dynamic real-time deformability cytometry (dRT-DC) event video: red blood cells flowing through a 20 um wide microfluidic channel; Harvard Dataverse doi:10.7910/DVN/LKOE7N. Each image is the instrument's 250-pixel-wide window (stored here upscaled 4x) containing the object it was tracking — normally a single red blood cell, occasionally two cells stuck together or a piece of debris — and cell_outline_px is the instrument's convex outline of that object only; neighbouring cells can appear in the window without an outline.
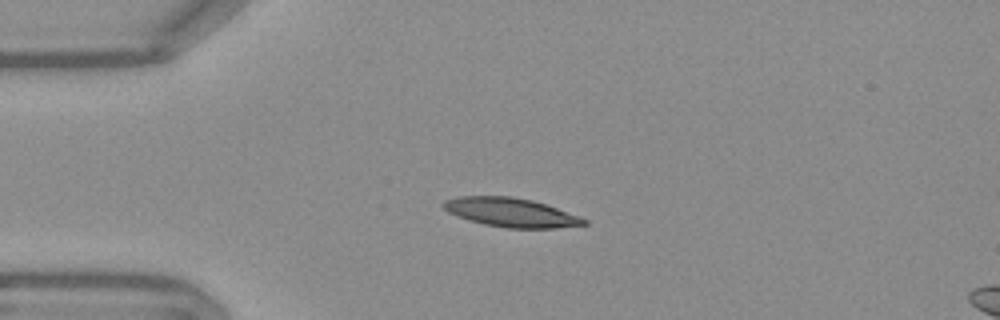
{"species": "Egyptian fruit bat (a non-hibernating species)", "species_latin": "Rousettus aegyptiacus", "temperature_condition": "warm", "stored_images_in_passage": 42, "camera_frame_rate_fps": 3000, "um_per_image_px": 0.085, "frame": {"image": 1, "passage_image": 1, "time_ms": 0.0, "image_size_px": [1000, 320], "cell_outline_px": [[588, 224], [552, 228], [508, 228], [484, 224], [468, 220], [456, 216], [448, 212], [440, 204], [444, 200], [456, 196], [512, 196], [532, 200], [580, 216], [588, 220]], "centroid_in_image_um": [43.38, 18.05], "position_along_channel_um": 41.6, "area_um2": 23.76}}
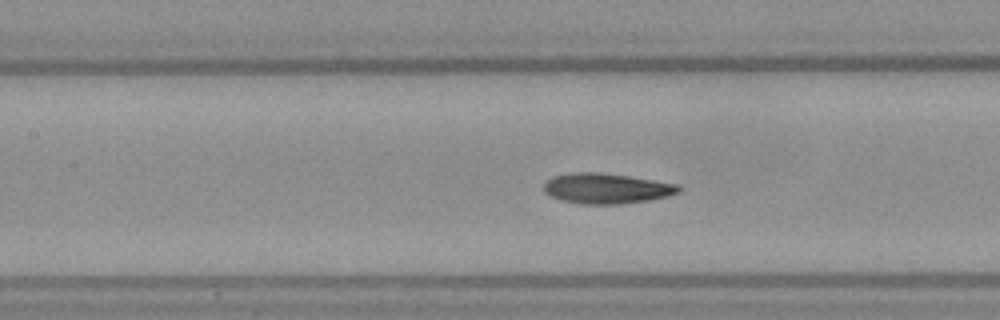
{"frame": {"image": 2, "passage_image": 12, "time_ms": 3.667, "image_size_px": [1000, 320], "cell_outline_px": [[684, 188], [680, 192], [668, 196], [648, 200], [620, 204], [580, 204], [560, 200], [548, 196], [544, 192], [544, 180], [552, 176], [572, 172], [596, 172], [628, 176], [680, 184]], "centroid_in_image_um": [51.53, 16.01], "position_along_channel_um": 155.9, "area_um2": 24.22}}
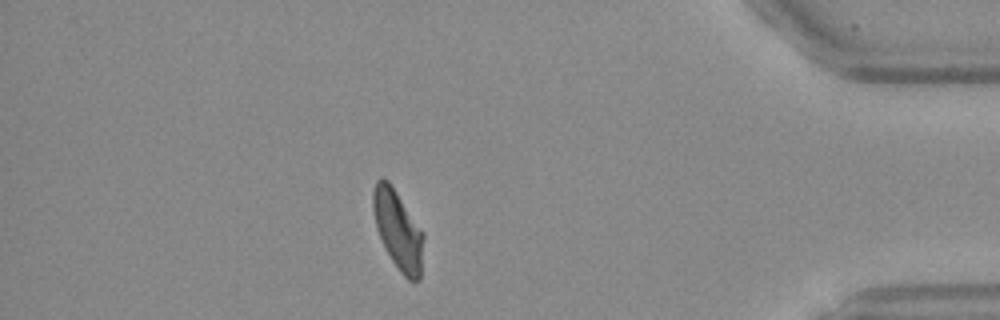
{"frame": {"image": 3, "passage_image": 35, "time_ms": 11.333, "image_size_px": [1000, 320], "cell_outline_px": [[424, 236], [420, 280], [408, 280], [400, 272], [392, 260], [376, 228], [372, 208], [372, 192], [376, 180], [380, 176], [384, 176], [388, 180], [424, 232]], "centroid_in_image_um": [33.82, 19.5], "position_along_channel_um": 401.4, "area_um2": 23.24}, "authors_computed_cell_mechanics": {"area_um2": 23.6402, "velocity_mm_per_s": 3.7602, "shape_relaxation_time_tau1_ms": 7.1443, "shape_relaxation_time_tau2_ms": 2.3875, "deformation_change_tau1": 0.1942, "deformation_change_tau2": 0.0945}}